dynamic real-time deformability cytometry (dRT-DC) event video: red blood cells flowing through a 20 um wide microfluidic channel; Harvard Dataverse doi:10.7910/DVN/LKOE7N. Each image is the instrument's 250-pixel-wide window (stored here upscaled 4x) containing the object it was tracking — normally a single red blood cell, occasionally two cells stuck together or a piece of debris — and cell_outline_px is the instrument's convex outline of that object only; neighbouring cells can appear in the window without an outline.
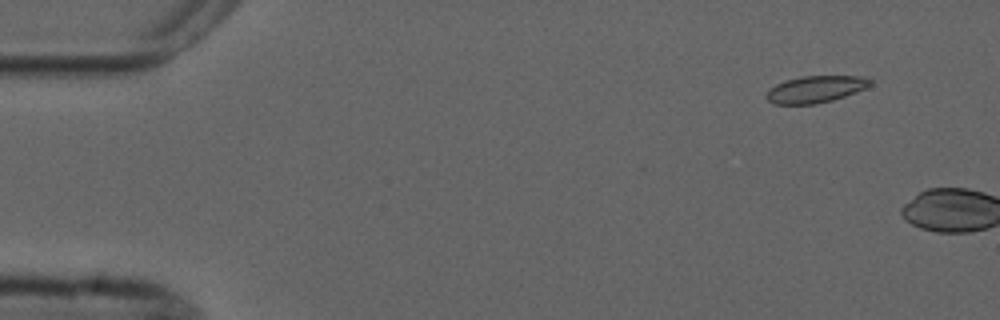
{"species": "common noctule bat (a hibernating species)", "species_latin": "Nyctalus noctula", "temperature_condition": "cold", "stored_images_in_passage": 3, "camera_frame_rate_fps": 3000, "um_per_image_px": 0.085, "animal": {"sex": "male", "forearm_length_mm": 52.5}, "frame": {"image": 1, "passage_image": 2, "time_ms": 1.333, "image_size_px": [1000, 320], "cell_outline_px": [[872, 84], [864, 88], [844, 96], [832, 100], [816, 104], [776, 104], [768, 100], [764, 96], [768, 88], [784, 80], [800, 76], [868, 76], [872, 80]], "centroid_in_image_um": [69.29, 7.57], "position_along_channel_um": 15.7, "area_um2": 16.36}}